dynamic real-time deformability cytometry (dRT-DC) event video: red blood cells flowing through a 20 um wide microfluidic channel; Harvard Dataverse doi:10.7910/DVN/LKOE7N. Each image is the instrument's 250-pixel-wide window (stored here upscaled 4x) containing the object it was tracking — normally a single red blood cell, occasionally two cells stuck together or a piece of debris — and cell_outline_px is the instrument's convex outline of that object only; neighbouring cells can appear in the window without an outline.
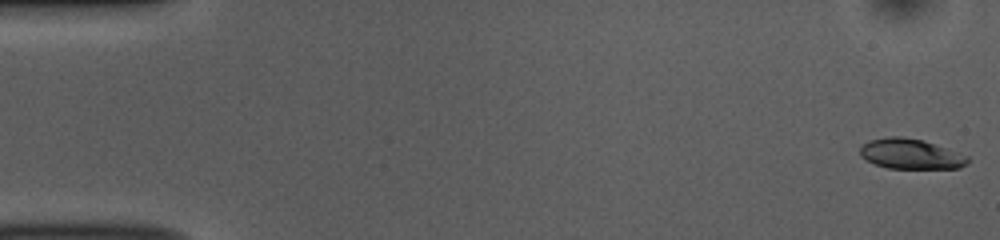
{"species": "common noctule bat (a hibernating species)", "species_latin": "Nyctalus noctula", "temperature_condition": "room temperature", "stored_images_in_passage": 52, "camera_frame_rate_fps": 3000, "um_per_image_px": 0.085, "animal": {"sex": "female", "body_mass_g": 10.0, "forearm_length_mm": 53.1}, "frame": {"image": 1, "passage_image": 1, "time_ms": 0.0, "image_size_px": [1000, 240], "cell_outline_px": [[968, 164], [960, 168], [888, 168], [876, 164], [860, 156], [860, 148], [868, 140], [888, 136], [900, 136], [920, 140], [968, 156]], "centroid_in_image_um": [77.38, 13.09], "position_along_channel_um": 7.6, "area_um2": 18.55}}
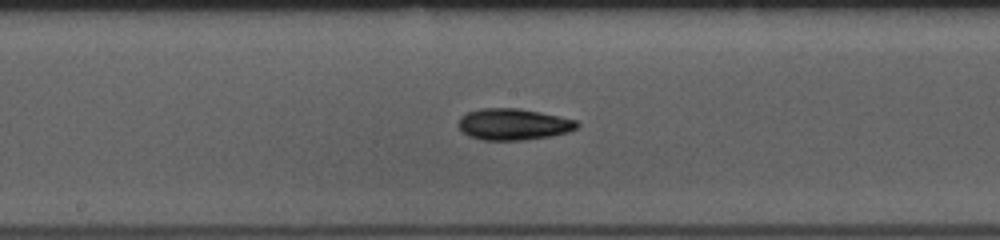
{"frame": {"image": 2, "passage_image": 27, "time_ms": 8.667, "image_size_px": [1000, 240], "cell_outline_px": [[580, 124], [576, 128], [568, 132], [548, 136], [524, 140], [480, 140], [468, 136], [460, 128], [460, 116], [468, 112], [480, 108], [520, 108], [540, 112], [576, 120]], "centroid_in_image_um": [43.63, 10.56], "position_along_channel_um": 204.6, "area_um2": 21.62}}
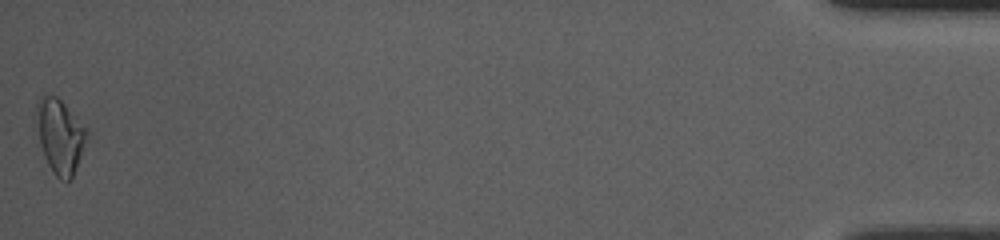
{"frame": {"image": 3, "passage_image": 52, "time_ms": 17.0, "image_size_px": [1000, 240], "cell_outline_px": [[88, 132], [76, 168], [72, 176], [68, 180], [60, 180], [52, 172], [44, 156], [32, 128], [32, 120], [36, 104], [40, 96], [44, 92], [56, 96], [88, 128]], "centroid_in_image_um": [4.99, 11.49], "position_along_channel_um": 430.2, "area_um2": 22.6}, "authors_computed_cell_mechanics": {"area_um2": 20.23, "velocity_mm_per_s": 3.8469, "shape_relaxation_time_tau1_ms": 4.4618, "shape_relaxation_time_tau2_ms": 5.1266, "deformation_change_tau1": 0.1288, "deformation_change_tau2": 0.1145}}